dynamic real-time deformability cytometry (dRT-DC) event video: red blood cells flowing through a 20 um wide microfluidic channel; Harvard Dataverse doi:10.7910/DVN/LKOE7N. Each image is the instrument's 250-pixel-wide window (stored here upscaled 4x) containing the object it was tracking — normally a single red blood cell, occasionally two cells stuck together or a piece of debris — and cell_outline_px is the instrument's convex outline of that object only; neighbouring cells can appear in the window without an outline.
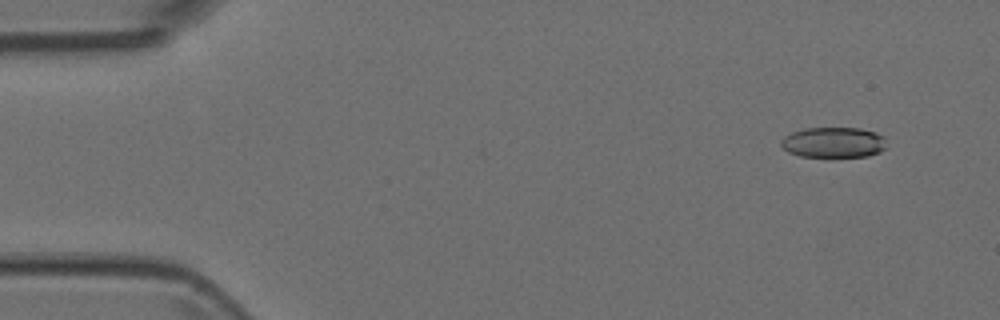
{"species": "Egyptian fruit bat (a non-hibernating species)", "species_latin": "Rousettus aegyptiacus", "temperature_condition": "room temperature", "stored_images_in_passage": 4, "camera_frame_rate_fps": 3000, "um_per_image_px": 0.085, "animal": {"sex": "female"}, "frame": {"image": 1, "passage_image": 1, "time_ms": 0.0, "image_size_px": [1000, 320], "cell_outline_px": [[884, 148], [880, 152], [868, 156], [800, 156], [788, 152], [780, 144], [780, 140], [784, 136], [792, 132], [804, 128], [860, 128], [876, 132], [884, 136]], "centroid_in_image_um": [70.83, 12.09], "position_along_channel_um": 14.2, "area_um2": 18.67}}
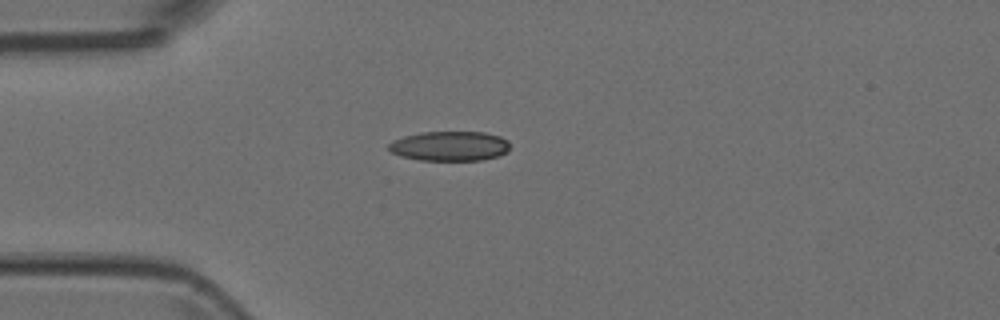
{"frame": {"image": 2, "passage_image": 4, "time_ms": 1.0, "image_size_px": [1000, 320], "cell_outline_px": [[508, 152], [500, 156], [480, 160], [420, 160], [400, 156], [392, 152], [388, 148], [388, 144], [392, 140], [404, 136], [420, 132], [484, 132], [500, 136], [508, 140]], "centroid_in_image_um": [38.23, 12.41], "position_along_channel_um": 46.8, "area_um2": 21.1}}